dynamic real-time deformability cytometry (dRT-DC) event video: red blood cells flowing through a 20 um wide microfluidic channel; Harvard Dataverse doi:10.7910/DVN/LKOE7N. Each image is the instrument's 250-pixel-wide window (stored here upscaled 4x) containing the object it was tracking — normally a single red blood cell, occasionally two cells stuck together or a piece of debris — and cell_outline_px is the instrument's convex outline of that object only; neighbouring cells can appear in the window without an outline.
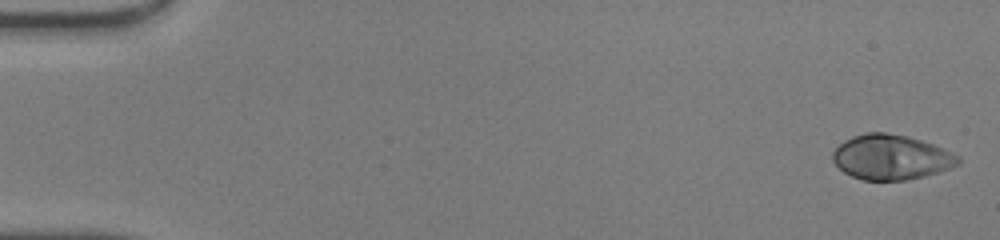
{"species": "human", "species_latin": "Homo sapiens", "temperature_condition": "warm", "stored_images_in_passage": 39, "camera_frame_rate_fps": 3000, "um_per_image_px": 0.085, "donor": {"sex": "male"}, "frame": {"image": 1, "passage_image": 1, "time_ms": 0.0, "image_size_px": [1000, 240], "cell_outline_px": [[960, 164], [924, 176], [904, 180], [864, 180], [852, 176], [844, 172], [832, 160], [832, 152], [844, 140], [852, 136], [864, 132], [884, 132], [908, 136], [932, 144], [960, 156]], "centroid_in_image_um": [75.72, 13.35], "position_along_channel_um": 9.3, "area_um2": 32.66}}
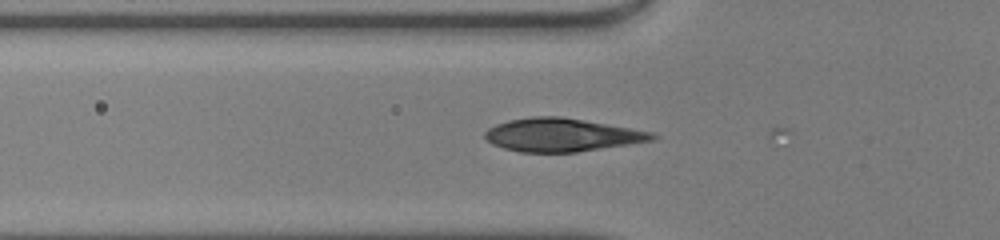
{"frame": {"image": 2, "passage_image": 17, "time_ms": 5.333, "image_size_px": [1000, 240], "cell_outline_px": [[660, 136], [656, 140], [576, 152], [520, 152], [504, 148], [492, 144], [484, 140], [484, 132], [488, 128], [496, 124], [508, 120], [532, 116], [560, 116], [584, 120], [652, 132]], "centroid_in_image_um": [47.72, 11.47], "position_along_channel_um": 78.1, "area_um2": 32.43}}
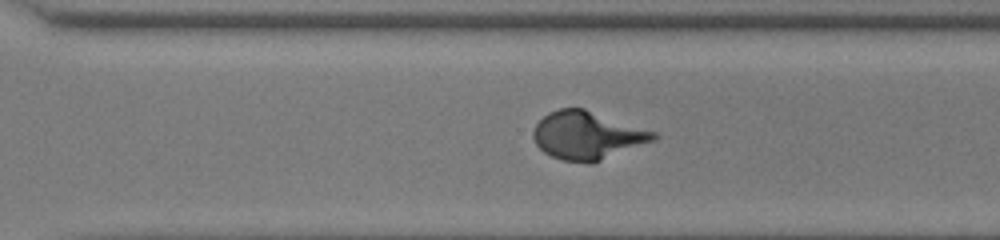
{"frame": {"image": 3, "passage_image": 34, "time_ms": 11.0, "image_size_px": [1000, 240], "cell_outline_px": [[660, 136], [656, 140], [592, 164], [564, 160], [552, 156], [544, 152], [536, 144], [532, 136], [532, 132], [536, 124], [548, 112], [560, 108], [584, 108], [656, 132]], "centroid_in_image_um": [49.93, 11.51], "position_along_channel_um": 320.7, "area_um2": 33.76}}